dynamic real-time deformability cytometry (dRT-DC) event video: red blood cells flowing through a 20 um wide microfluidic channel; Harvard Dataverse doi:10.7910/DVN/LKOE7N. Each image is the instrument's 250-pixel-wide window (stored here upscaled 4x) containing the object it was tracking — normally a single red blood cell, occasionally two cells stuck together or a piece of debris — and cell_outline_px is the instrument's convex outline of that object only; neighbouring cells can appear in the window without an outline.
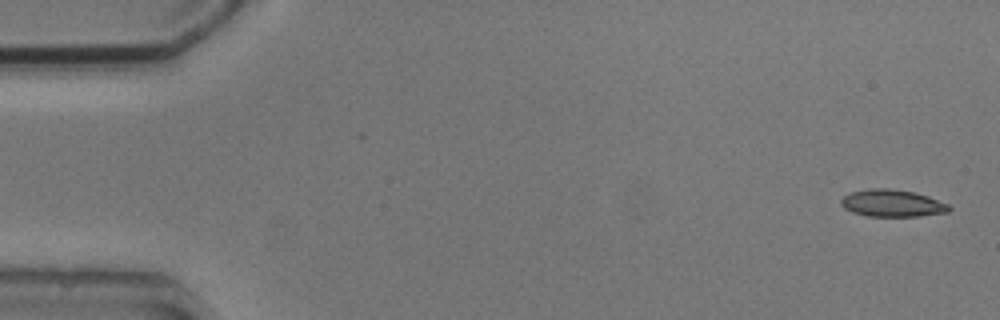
{"species": "common noctule bat (a hibernating species)", "species_latin": "Nyctalus noctula", "temperature_condition": "cold", "stored_images_in_passage": 2, "camera_frame_rate_fps": 3000, "um_per_image_px": 0.085, "animal": {"sex": "male", "body_mass_g": 20.5, "forearm_length_mm": 52.5}, "frame": {"image": 1, "passage_image": 1, "time_ms": 0.0, "image_size_px": [1000, 320], "cell_outline_px": [[952, 208], [948, 212], [920, 216], [868, 216], [852, 212], [844, 208], [840, 204], [840, 200], [844, 196], [852, 192], [868, 188], [888, 188], [916, 192], [928, 196], [948, 204]], "centroid_in_image_um": [75.84, 17.27], "position_along_channel_um": 9.2, "area_um2": 17.17}}